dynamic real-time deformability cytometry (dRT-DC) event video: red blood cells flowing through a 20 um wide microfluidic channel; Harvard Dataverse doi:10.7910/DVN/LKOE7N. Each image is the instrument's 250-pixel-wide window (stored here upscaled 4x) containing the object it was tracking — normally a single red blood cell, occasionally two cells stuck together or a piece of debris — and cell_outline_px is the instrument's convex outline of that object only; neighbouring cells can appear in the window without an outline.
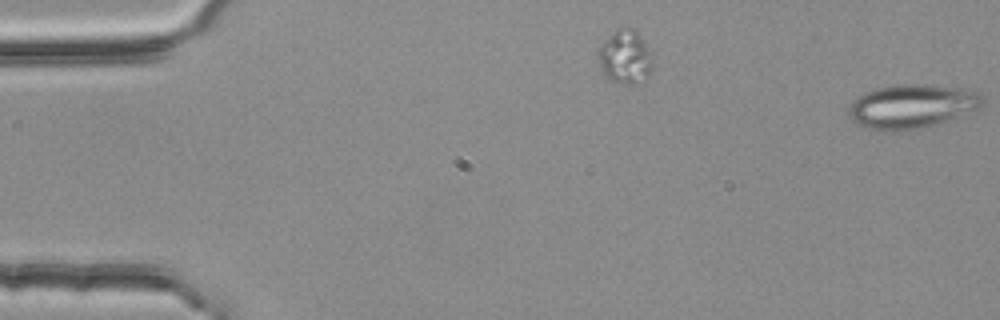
{"species": "common noctule bat (a hibernating species)", "species_latin": "Nyctalus noctula", "temperature_condition": "room temperature", "stored_images_in_passage": 3, "segment_of_instrument_passage": [2, 2], "camera_frame_rate_fps": 3000, "um_per_image_px": 0.085, "animal": {"sex": "female", "body_mass_g": 25.1}, "frame": {"image": 1, "passage_image": 3, "time_ms": 0.667, "image_size_px": [1000, 320], "cell_outline_px": [[984, 104], [980, 108], [924, 128], [892, 132], [888, 132], [868, 128], [856, 124], [848, 116], [848, 108], [856, 96], [876, 88], [896, 84], [924, 84], [980, 92], [984, 96]], "centroid_in_image_um": [77.46, 9.05], "position_along_channel_um": 7.5, "area_um2": 34.39}}